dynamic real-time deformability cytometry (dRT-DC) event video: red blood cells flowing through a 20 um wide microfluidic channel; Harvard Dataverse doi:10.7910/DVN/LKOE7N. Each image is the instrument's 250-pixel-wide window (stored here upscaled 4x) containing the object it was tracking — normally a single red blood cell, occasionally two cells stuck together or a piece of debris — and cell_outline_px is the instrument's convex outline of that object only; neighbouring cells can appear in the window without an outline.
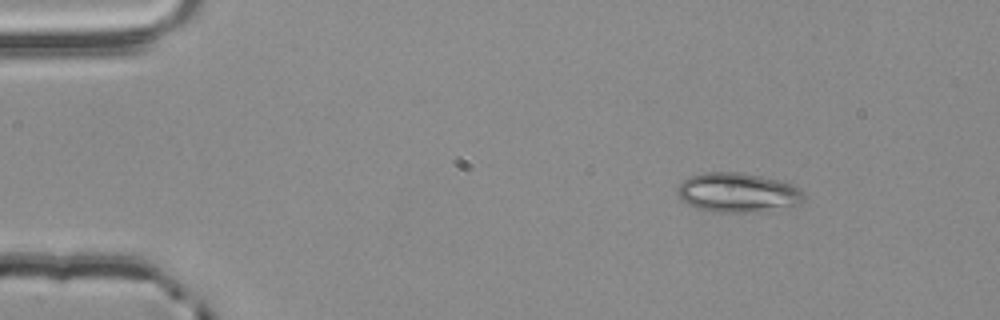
{"species": "common noctule bat (a hibernating species)", "species_latin": "Nyctalus noctula", "temperature_condition": "room temperature", "stored_images_in_passage": 2, "camera_frame_rate_fps": 3000, "um_per_image_px": 0.085, "animal": {"sex": "male", "body_mass_g": 20.4}, "frame": {"image": 1, "passage_image": 1, "time_ms": 0.0, "image_size_px": [1000, 320], "cell_outline_px": [[804, 200], [800, 204], [764, 212], [708, 212], [696, 208], [680, 200], [676, 192], [676, 188], [688, 176], [704, 172], [740, 172], [780, 180], [792, 184], [800, 188], [804, 192]], "centroid_in_image_um": [62.7, 16.38], "position_along_channel_um": 22.3, "area_um2": 29.65}}